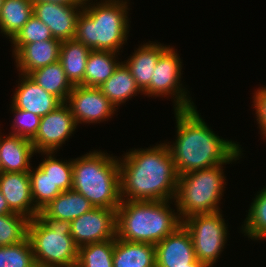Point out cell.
<instances>
[{"mask_svg": "<svg viewBox=\"0 0 266 267\" xmlns=\"http://www.w3.org/2000/svg\"><path fill=\"white\" fill-rule=\"evenodd\" d=\"M174 111L177 139L171 145L168 142L167 146L179 176L239 160L240 145L216 135L196 107Z\"/></svg>", "mask_w": 266, "mask_h": 267, "instance_id": "obj_1", "label": "cell"}, {"mask_svg": "<svg viewBox=\"0 0 266 267\" xmlns=\"http://www.w3.org/2000/svg\"><path fill=\"white\" fill-rule=\"evenodd\" d=\"M118 162L122 201H172L175 198L179 175L167 144L131 149Z\"/></svg>", "mask_w": 266, "mask_h": 267, "instance_id": "obj_2", "label": "cell"}, {"mask_svg": "<svg viewBox=\"0 0 266 267\" xmlns=\"http://www.w3.org/2000/svg\"><path fill=\"white\" fill-rule=\"evenodd\" d=\"M90 1L84 0L83 10L77 18L74 39L91 50L118 53L127 42L129 33L127 1L103 0L96 4Z\"/></svg>", "mask_w": 266, "mask_h": 267, "instance_id": "obj_3", "label": "cell"}, {"mask_svg": "<svg viewBox=\"0 0 266 267\" xmlns=\"http://www.w3.org/2000/svg\"><path fill=\"white\" fill-rule=\"evenodd\" d=\"M169 202L121 201L116 210V237L156 245L182 225Z\"/></svg>", "mask_w": 266, "mask_h": 267, "instance_id": "obj_4", "label": "cell"}, {"mask_svg": "<svg viewBox=\"0 0 266 267\" xmlns=\"http://www.w3.org/2000/svg\"><path fill=\"white\" fill-rule=\"evenodd\" d=\"M90 151L73 160L72 189L94 207L117 210L121 204L119 159Z\"/></svg>", "mask_w": 266, "mask_h": 267, "instance_id": "obj_5", "label": "cell"}, {"mask_svg": "<svg viewBox=\"0 0 266 267\" xmlns=\"http://www.w3.org/2000/svg\"><path fill=\"white\" fill-rule=\"evenodd\" d=\"M28 238L36 267H73L79 247L71 236V222L52 218L31 219Z\"/></svg>", "mask_w": 266, "mask_h": 267, "instance_id": "obj_6", "label": "cell"}, {"mask_svg": "<svg viewBox=\"0 0 266 267\" xmlns=\"http://www.w3.org/2000/svg\"><path fill=\"white\" fill-rule=\"evenodd\" d=\"M224 164L195 170L178 177L175 201L181 220L204 213L220 211L218 206L224 192Z\"/></svg>", "mask_w": 266, "mask_h": 267, "instance_id": "obj_7", "label": "cell"}, {"mask_svg": "<svg viewBox=\"0 0 266 267\" xmlns=\"http://www.w3.org/2000/svg\"><path fill=\"white\" fill-rule=\"evenodd\" d=\"M189 231L196 259L213 267L227 240V226L220 211L195 214L182 220Z\"/></svg>", "mask_w": 266, "mask_h": 267, "instance_id": "obj_8", "label": "cell"}, {"mask_svg": "<svg viewBox=\"0 0 266 267\" xmlns=\"http://www.w3.org/2000/svg\"><path fill=\"white\" fill-rule=\"evenodd\" d=\"M182 62L174 47H169L158 59L154 68L153 79L143 94L151 96L171 95L174 98V110L195 107L181 82ZM188 95V96H187Z\"/></svg>", "mask_w": 266, "mask_h": 267, "instance_id": "obj_9", "label": "cell"}, {"mask_svg": "<svg viewBox=\"0 0 266 267\" xmlns=\"http://www.w3.org/2000/svg\"><path fill=\"white\" fill-rule=\"evenodd\" d=\"M77 124L66 103L40 119L37 135L31 141L37 153L56 152L74 133Z\"/></svg>", "mask_w": 266, "mask_h": 267, "instance_id": "obj_10", "label": "cell"}, {"mask_svg": "<svg viewBox=\"0 0 266 267\" xmlns=\"http://www.w3.org/2000/svg\"><path fill=\"white\" fill-rule=\"evenodd\" d=\"M66 104L70 107L75 123H100L113 116L117 109L97 87L76 85Z\"/></svg>", "mask_w": 266, "mask_h": 267, "instance_id": "obj_11", "label": "cell"}, {"mask_svg": "<svg viewBox=\"0 0 266 267\" xmlns=\"http://www.w3.org/2000/svg\"><path fill=\"white\" fill-rule=\"evenodd\" d=\"M71 236L78 247L116 238V210L94 207L71 221Z\"/></svg>", "mask_w": 266, "mask_h": 267, "instance_id": "obj_12", "label": "cell"}, {"mask_svg": "<svg viewBox=\"0 0 266 267\" xmlns=\"http://www.w3.org/2000/svg\"><path fill=\"white\" fill-rule=\"evenodd\" d=\"M156 267H191L196 260L189 231L182 224L155 245Z\"/></svg>", "mask_w": 266, "mask_h": 267, "instance_id": "obj_13", "label": "cell"}, {"mask_svg": "<svg viewBox=\"0 0 266 267\" xmlns=\"http://www.w3.org/2000/svg\"><path fill=\"white\" fill-rule=\"evenodd\" d=\"M83 6L59 5L50 2L33 4V15L50 29L54 39H74L77 18Z\"/></svg>", "mask_w": 266, "mask_h": 267, "instance_id": "obj_14", "label": "cell"}, {"mask_svg": "<svg viewBox=\"0 0 266 267\" xmlns=\"http://www.w3.org/2000/svg\"><path fill=\"white\" fill-rule=\"evenodd\" d=\"M0 191L14 213L24 215L30 220L38 216L39 210L33 203L28 172H2Z\"/></svg>", "mask_w": 266, "mask_h": 267, "instance_id": "obj_15", "label": "cell"}, {"mask_svg": "<svg viewBox=\"0 0 266 267\" xmlns=\"http://www.w3.org/2000/svg\"><path fill=\"white\" fill-rule=\"evenodd\" d=\"M21 81L18 83L12 105L42 117L57 109L63 102L56 96L46 92L37 85L28 75L20 74Z\"/></svg>", "mask_w": 266, "mask_h": 267, "instance_id": "obj_16", "label": "cell"}, {"mask_svg": "<svg viewBox=\"0 0 266 267\" xmlns=\"http://www.w3.org/2000/svg\"><path fill=\"white\" fill-rule=\"evenodd\" d=\"M60 40L37 41L25 45H12L13 57L21 74L59 61Z\"/></svg>", "mask_w": 266, "mask_h": 267, "instance_id": "obj_17", "label": "cell"}, {"mask_svg": "<svg viewBox=\"0 0 266 267\" xmlns=\"http://www.w3.org/2000/svg\"><path fill=\"white\" fill-rule=\"evenodd\" d=\"M0 135V163L3 172H29L30 159L37 153L30 140L20 136Z\"/></svg>", "mask_w": 266, "mask_h": 267, "instance_id": "obj_18", "label": "cell"}, {"mask_svg": "<svg viewBox=\"0 0 266 267\" xmlns=\"http://www.w3.org/2000/svg\"><path fill=\"white\" fill-rule=\"evenodd\" d=\"M169 47L156 42L144 43L124 62L142 92L150 86L157 61Z\"/></svg>", "mask_w": 266, "mask_h": 267, "instance_id": "obj_19", "label": "cell"}, {"mask_svg": "<svg viewBox=\"0 0 266 267\" xmlns=\"http://www.w3.org/2000/svg\"><path fill=\"white\" fill-rule=\"evenodd\" d=\"M94 206L81 193L71 189L60 193L39 211L40 218L72 221L93 209Z\"/></svg>", "mask_w": 266, "mask_h": 267, "instance_id": "obj_20", "label": "cell"}, {"mask_svg": "<svg viewBox=\"0 0 266 267\" xmlns=\"http://www.w3.org/2000/svg\"><path fill=\"white\" fill-rule=\"evenodd\" d=\"M113 267H156L155 245L114 239Z\"/></svg>", "mask_w": 266, "mask_h": 267, "instance_id": "obj_21", "label": "cell"}, {"mask_svg": "<svg viewBox=\"0 0 266 267\" xmlns=\"http://www.w3.org/2000/svg\"><path fill=\"white\" fill-rule=\"evenodd\" d=\"M90 52L91 49L75 39L61 42L59 62L73 86H84L85 67Z\"/></svg>", "mask_w": 266, "mask_h": 267, "instance_id": "obj_22", "label": "cell"}, {"mask_svg": "<svg viewBox=\"0 0 266 267\" xmlns=\"http://www.w3.org/2000/svg\"><path fill=\"white\" fill-rule=\"evenodd\" d=\"M98 88L115 107L136 96L137 92L143 93L124 62H121L114 73Z\"/></svg>", "mask_w": 266, "mask_h": 267, "instance_id": "obj_23", "label": "cell"}, {"mask_svg": "<svg viewBox=\"0 0 266 267\" xmlns=\"http://www.w3.org/2000/svg\"><path fill=\"white\" fill-rule=\"evenodd\" d=\"M28 76L46 92L56 96L63 103H66L74 87L67 79L66 73L59 61L38 68L30 72Z\"/></svg>", "mask_w": 266, "mask_h": 267, "instance_id": "obj_24", "label": "cell"}, {"mask_svg": "<svg viewBox=\"0 0 266 267\" xmlns=\"http://www.w3.org/2000/svg\"><path fill=\"white\" fill-rule=\"evenodd\" d=\"M116 54L113 51L91 50L85 67L84 86L100 87L121 63L116 60Z\"/></svg>", "mask_w": 266, "mask_h": 267, "instance_id": "obj_25", "label": "cell"}, {"mask_svg": "<svg viewBox=\"0 0 266 267\" xmlns=\"http://www.w3.org/2000/svg\"><path fill=\"white\" fill-rule=\"evenodd\" d=\"M33 15L30 0H4L0 10V30L11 41Z\"/></svg>", "mask_w": 266, "mask_h": 267, "instance_id": "obj_26", "label": "cell"}, {"mask_svg": "<svg viewBox=\"0 0 266 267\" xmlns=\"http://www.w3.org/2000/svg\"><path fill=\"white\" fill-rule=\"evenodd\" d=\"M242 231L252 240L266 239V187L257 193L248 209Z\"/></svg>", "mask_w": 266, "mask_h": 267, "instance_id": "obj_27", "label": "cell"}, {"mask_svg": "<svg viewBox=\"0 0 266 267\" xmlns=\"http://www.w3.org/2000/svg\"><path fill=\"white\" fill-rule=\"evenodd\" d=\"M114 240L79 247L78 267H113Z\"/></svg>", "mask_w": 266, "mask_h": 267, "instance_id": "obj_28", "label": "cell"}, {"mask_svg": "<svg viewBox=\"0 0 266 267\" xmlns=\"http://www.w3.org/2000/svg\"><path fill=\"white\" fill-rule=\"evenodd\" d=\"M46 158L39 164L40 169L63 192L72 189L73 160L60 161L54 158V152H42ZM53 155V156H52Z\"/></svg>", "mask_w": 266, "mask_h": 267, "instance_id": "obj_29", "label": "cell"}, {"mask_svg": "<svg viewBox=\"0 0 266 267\" xmlns=\"http://www.w3.org/2000/svg\"><path fill=\"white\" fill-rule=\"evenodd\" d=\"M31 183V195L35 207L40 211L50 201L55 199L62 191L53 183L40 167L35 170L30 169L28 172Z\"/></svg>", "mask_w": 266, "mask_h": 267, "instance_id": "obj_30", "label": "cell"}, {"mask_svg": "<svg viewBox=\"0 0 266 267\" xmlns=\"http://www.w3.org/2000/svg\"><path fill=\"white\" fill-rule=\"evenodd\" d=\"M30 219L18 213L0 215V246L18 244L28 237Z\"/></svg>", "mask_w": 266, "mask_h": 267, "instance_id": "obj_31", "label": "cell"}, {"mask_svg": "<svg viewBox=\"0 0 266 267\" xmlns=\"http://www.w3.org/2000/svg\"><path fill=\"white\" fill-rule=\"evenodd\" d=\"M0 267H36L28 237L18 244L0 246Z\"/></svg>", "mask_w": 266, "mask_h": 267, "instance_id": "obj_32", "label": "cell"}, {"mask_svg": "<svg viewBox=\"0 0 266 267\" xmlns=\"http://www.w3.org/2000/svg\"><path fill=\"white\" fill-rule=\"evenodd\" d=\"M57 40L54 39L48 26L41 22L35 15L25 23L21 30L11 40V44L25 45L37 41Z\"/></svg>", "mask_w": 266, "mask_h": 267, "instance_id": "obj_33", "label": "cell"}, {"mask_svg": "<svg viewBox=\"0 0 266 267\" xmlns=\"http://www.w3.org/2000/svg\"><path fill=\"white\" fill-rule=\"evenodd\" d=\"M14 120L12 125L11 135L20 136L32 141L37 135L41 117L22 109L15 108L11 105Z\"/></svg>", "mask_w": 266, "mask_h": 267, "instance_id": "obj_34", "label": "cell"}, {"mask_svg": "<svg viewBox=\"0 0 266 267\" xmlns=\"http://www.w3.org/2000/svg\"><path fill=\"white\" fill-rule=\"evenodd\" d=\"M252 101L254 108L256 109V120L261 129V135L266 137V87H260L254 94Z\"/></svg>", "mask_w": 266, "mask_h": 267, "instance_id": "obj_35", "label": "cell"}, {"mask_svg": "<svg viewBox=\"0 0 266 267\" xmlns=\"http://www.w3.org/2000/svg\"><path fill=\"white\" fill-rule=\"evenodd\" d=\"M33 4L41 2H50L59 5H68V6H83L84 0H30Z\"/></svg>", "mask_w": 266, "mask_h": 267, "instance_id": "obj_36", "label": "cell"}, {"mask_svg": "<svg viewBox=\"0 0 266 267\" xmlns=\"http://www.w3.org/2000/svg\"><path fill=\"white\" fill-rule=\"evenodd\" d=\"M10 213H14V212L9 208V205L6 199L4 198V196L2 195L0 191V215H6Z\"/></svg>", "mask_w": 266, "mask_h": 267, "instance_id": "obj_37", "label": "cell"}, {"mask_svg": "<svg viewBox=\"0 0 266 267\" xmlns=\"http://www.w3.org/2000/svg\"><path fill=\"white\" fill-rule=\"evenodd\" d=\"M191 267H208L203 262H200L198 259H196L193 263H191Z\"/></svg>", "mask_w": 266, "mask_h": 267, "instance_id": "obj_38", "label": "cell"}, {"mask_svg": "<svg viewBox=\"0 0 266 267\" xmlns=\"http://www.w3.org/2000/svg\"><path fill=\"white\" fill-rule=\"evenodd\" d=\"M3 3H4V0H0V10L2 8Z\"/></svg>", "mask_w": 266, "mask_h": 267, "instance_id": "obj_39", "label": "cell"}, {"mask_svg": "<svg viewBox=\"0 0 266 267\" xmlns=\"http://www.w3.org/2000/svg\"><path fill=\"white\" fill-rule=\"evenodd\" d=\"M2 172H3V171H2L1 163H0V175L2 174Z\"/></svg>", "mask_w": 266, "mask_h": 267, "instance_id": "obj_40", "label": "cell"}]
</instances>
